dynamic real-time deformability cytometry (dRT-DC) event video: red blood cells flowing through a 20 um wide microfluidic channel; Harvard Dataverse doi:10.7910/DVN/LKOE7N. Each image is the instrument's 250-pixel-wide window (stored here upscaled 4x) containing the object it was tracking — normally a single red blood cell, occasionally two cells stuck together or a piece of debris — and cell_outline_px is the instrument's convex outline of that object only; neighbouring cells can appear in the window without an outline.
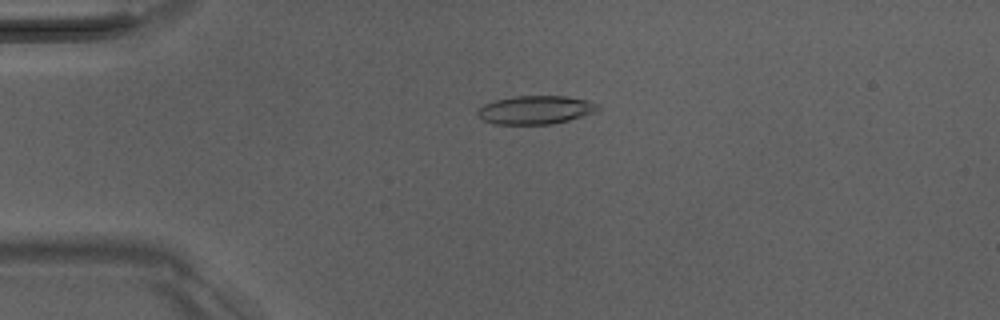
{"species": "Egyptian fruit bat (a non-hibernating species)", "species_latin": "Rousettus aegyptiacus", "temperature_condition": "room temperature", "stored_images_in_passage": 41, "camera_frame_rate_fps": 3000, "um_per_image_px": 0.085, "animal": {"sex": "male"}, "frame": {"image": 1, "passage_image": 3, "time_ms": 0.667, "image_size_px": [1000, 320], "cell_outline_px": [[600, 108], [592, 112], [568, 120], [552, 124], [496, 124], [484, 120], [476, 112], [484, 104], [496, 100], [516, 96], [564, 96], [588, 100], [600, 104]], "centroid_in_image_um": [45.53, 9.33], "position_along_channel_um": 39.5, "area_um2": 19.65}}
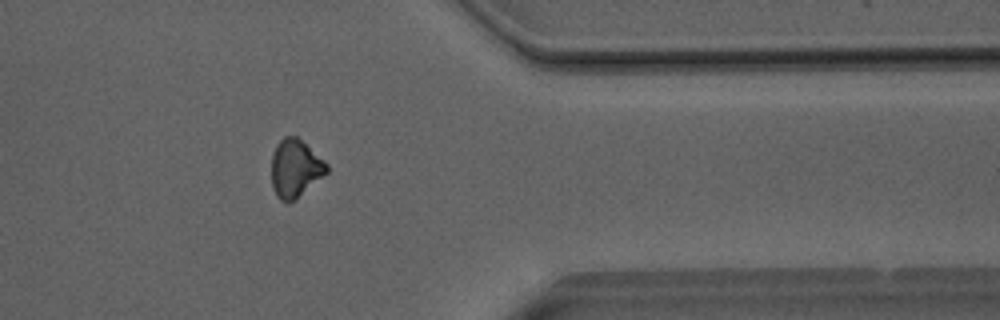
{"frame": {"image": 2, "passage_image": 32, "time_ms": 10.333, "image_size_px": [1000, 320], "cell_outline_px": [[328, 172], [288, 204], [280, 200], [276, 196], [272, 188], [272, 152], [276, 144], [284, 136], [296, 136], [324, 160], [328, 164]], "centroid_in_image_um": [25.07, 14.31], "position_along_channel_um": 386.3, "area_um2": 18.5}}
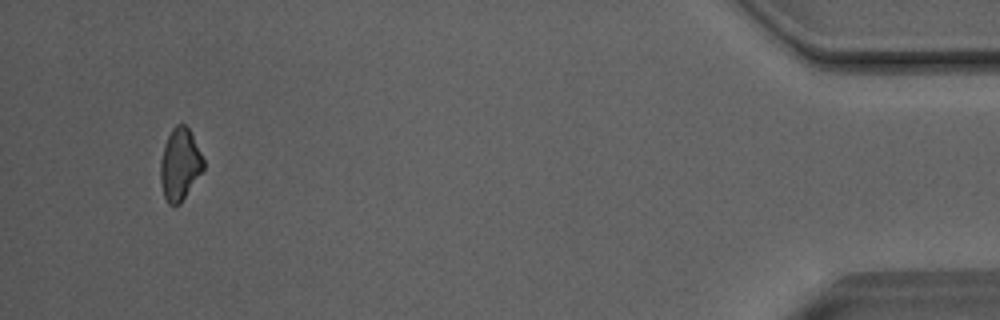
{"frame": {"image": 3, "passage_image": 39, "time_ms": 12.667, "image_size_px": [1000, 320], "cell_outline_px": [[204, 168], [180, 204], [168, 204], [164, 196], [160, 180], [160, 160], [164, 144], [172, 128], [176, 124], [184, 124], [188, 128], [204, 160]], "centroid_in_image_um": [15.27, 13.97], "position_along_channel_um": 419.9, "area_um2": 17.8}}